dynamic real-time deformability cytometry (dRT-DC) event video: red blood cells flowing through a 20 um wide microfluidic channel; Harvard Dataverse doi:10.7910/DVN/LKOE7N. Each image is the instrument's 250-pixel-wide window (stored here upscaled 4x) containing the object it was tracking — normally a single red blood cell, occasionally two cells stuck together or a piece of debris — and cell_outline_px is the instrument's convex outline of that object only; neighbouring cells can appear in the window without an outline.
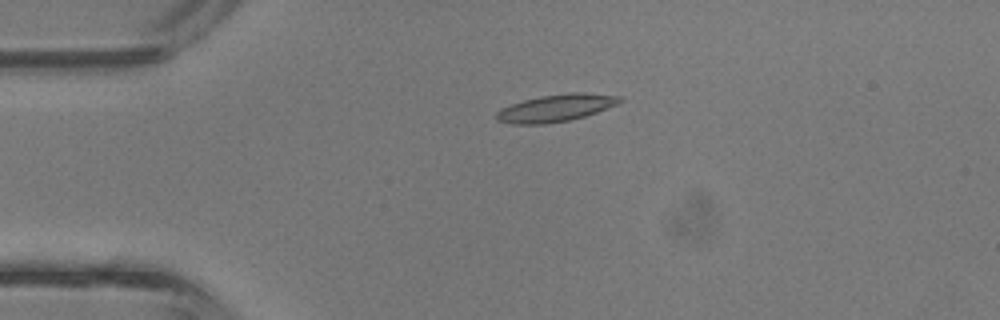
{"species": "common noctule bat (a hibernating species)", "species_latin": "Nyctalus noctula", "temperature_condition": "room temperature", "stored_images_in_passage": 41, "camera_frame_rate_fps": 3000, "um_per_image_px": 0.085, "animal": {"sex": "male", "body_mass_g": 13.3}, "frame": {"image": 1, "passage_image": 8, "time_ms": 2.333, "image_size_px": [1000, 320], "cell_outline_px": [[624, 100], [616, 104], [596, 112], [584, 116], [568, 120], [544, 124], [512, 124], [496, 120], [496, 112], [500, 108], [524, 100], [540, 96], [572, 92], [584, 92], [620, 96]], "centroid_in_image_um": [47.22, 9.17], "position_along_channel_um": 37.8, "area_um2": 19.42}}
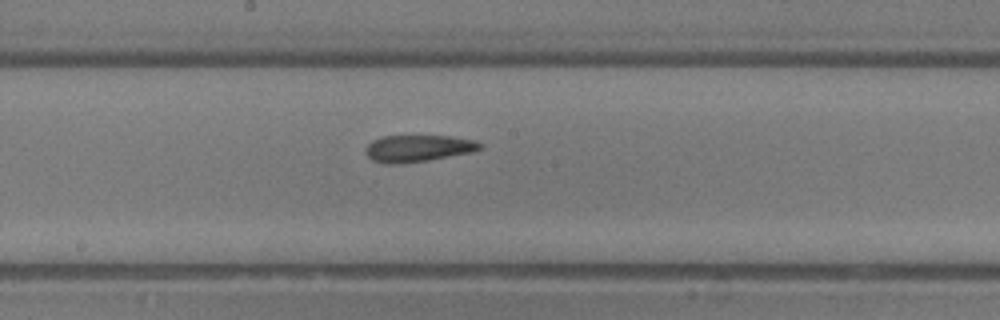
{"frame": {"image": 2, "passage_image": 21, "time_ms": 6.667, "image_size_px": [1000, 320], "cell_outline_px": [[484, 148], [472, 152], [428, 160], [400, 164], [384, 164], [372, 160], [364, 152], [364, 148], [372, 140], [384, 136], [452, 136], [476, 140], [484, 144]], "centroid_in_image_um": [35.55, 12.61], "position_along_channel_um": 212.7, "area_um2": 18.15}}
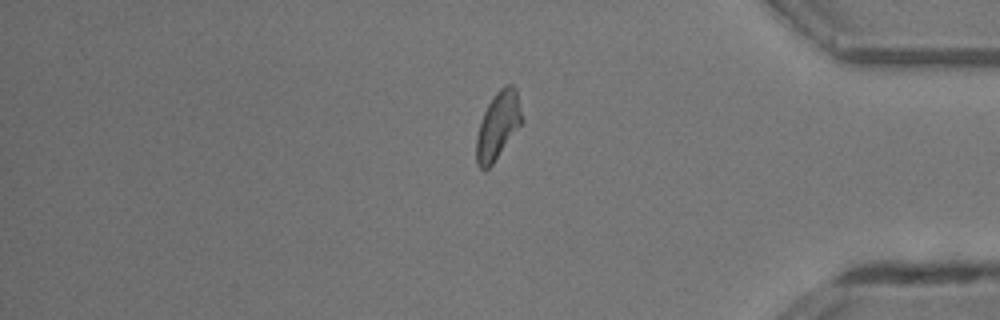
{"frame": {"image": 3, "passage_image": 34, "time_ms": 11.0, "image_size_px": [1000, 320], "cell_outline_px": [[524, 120], [492, 164], [484, 172], [476, 164], [476, 136], [484, 112], [488, 104], [496, 92], [504, 84], [512, 84], [516, 88]], "centroid_in_image_um": [42.33, 10.66], "position_along_channel_um": 392.9, "area_um2": 17.86}, "authors_computed_cell_mechanics": {"area_um2": 18.0336, "velocity_mm_per_s": 4.7944, "shape_relaxation_time_tau1_ms": 5.4626, "shape_relaxation_time_tau2_ms": 3.4451, "deformation_change_tau1": 0.1952, "deformation_change_tau2": 0.0928}}